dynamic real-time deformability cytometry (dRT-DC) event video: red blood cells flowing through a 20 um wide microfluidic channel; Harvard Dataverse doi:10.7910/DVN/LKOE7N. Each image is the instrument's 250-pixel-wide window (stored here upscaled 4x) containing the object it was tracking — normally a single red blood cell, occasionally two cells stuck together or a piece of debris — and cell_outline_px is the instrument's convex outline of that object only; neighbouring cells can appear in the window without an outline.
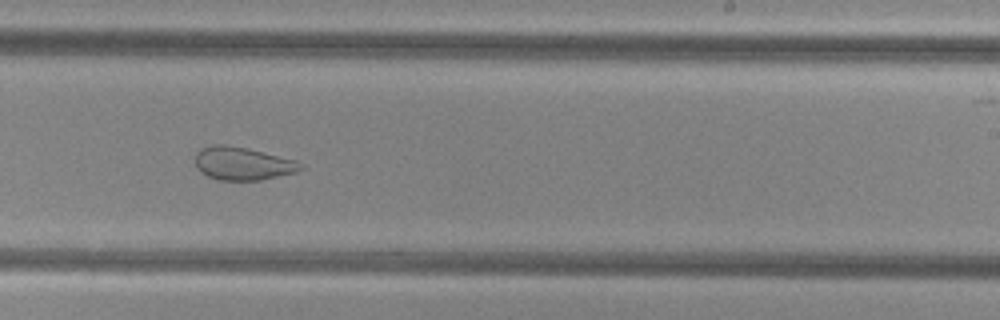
{"species": "common noctule bat (a hibernating species)", "species_latin": "Nyctalus noctula", "temperature_condition": "cold", "stored_images_in_passage": 47, "camera_frame_rate_fps": 3000, "um_per_image_px": 0.085, "animal": {"sex": "female", "body_mass_g": 29.2, "forearm_length_mm": 56.3}, "frame": {"image": 1, "passage_image": 27, "time_ms": 8.667, "image_size_px": [1000, 320], "cell_outline_px": [[304, 168], [296, 172], [260, 180], [220, 180], [208, 176], [200, 172], [196, 168], [196, 152], [200, 148], [212, 144], [224, 144], [248, 148], [296, 160], [304, 164]], "centroid_in_image_um": [20.62, 13.89], "position_along_channel_um": 268.4, "area_um2": 20.46}}